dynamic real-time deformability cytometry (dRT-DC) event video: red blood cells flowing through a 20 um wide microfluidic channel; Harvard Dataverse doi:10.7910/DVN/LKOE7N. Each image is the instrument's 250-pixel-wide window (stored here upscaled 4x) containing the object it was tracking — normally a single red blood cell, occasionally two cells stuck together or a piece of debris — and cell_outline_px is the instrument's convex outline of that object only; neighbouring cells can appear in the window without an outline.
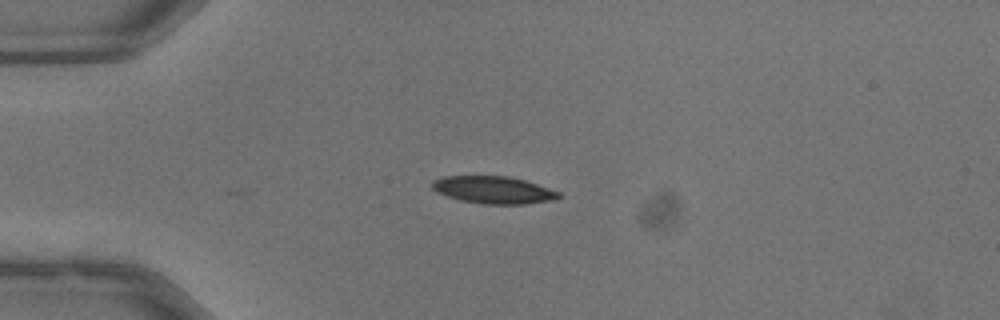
{"species": "common noctule bat (a hibernating species)", "species_latin": "Nyctalus noctula", "temperature_condition": "warm", "stored_images_in_passage": 29, "camera_frame_rate_fps": 3000, "um_per_image_px": 0.085, "animal": {"sex": "male", "body_mass_g": 13.3}, "frame": {"image": 1, "passage_image": 1, "time_ms": 0.0, "image_size_px": [1000, 320], "cell_outline_px": [[564, 196], [556, 200], [524, 204], [484, 204], [460, 200], [436, 192], [432, 188], [432, 180], [444, 176], [508, 176], [524, 180], [560, 192]], "centroid_in_image_um": [41.97, 16.15], "position_along_channel_um": 43.0, "area_um2": 20.23}}
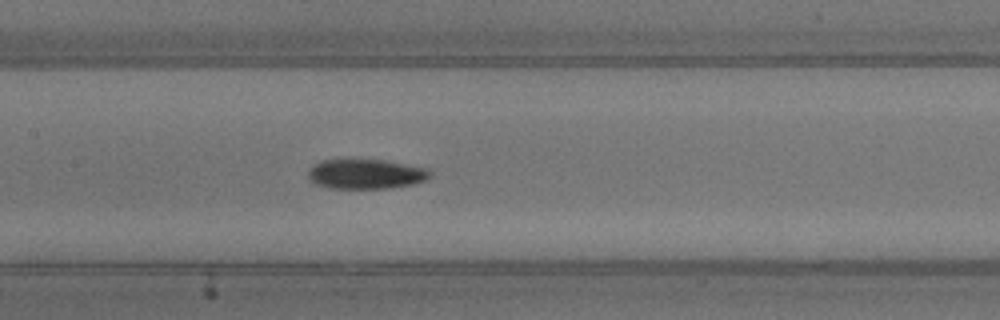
{"frame": {"image": 2, "passage_image": 13, "time_ms": 4.0, "image_size_px": [1000, 320], "cell_outline_px": [[432, 176], [428, 180], [412, 184], [392, 188], [328, 188], [312, 184], [308, 180], [308, 168], [312, 164], [320, 160], [344, 156], [348, 156], [384, 160], [428, 168], [432, 172]], "centroid_in_image_um": [31.01, 14.74], "position_along_channel_um": 176.4, "area_um2": 22.54}}
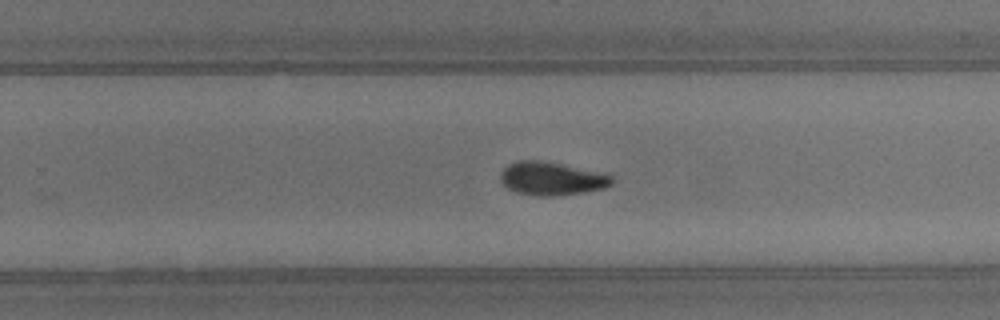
{"frame": {"image": 3, "passage_image": 21, "time_ms": 6.667, "image_size_px": [1000, 320], "cell_outline_px": [[612, 184], [604, 188], [584, 192], [552, 196], [540, 196], [516, 192], [508, 188], [500, 180], [500, 172], [508, 164], [516, 160], [540, 160], [600, 172], [612, 176]], "centroid_in_image_um": [46.85, 15.17], "position_along_channel_um": 282.9, "area_um2": 21.44}, "authors_computed_cell_mechanics": {"area_um2": 21.2126, "velocity_mm_per_s": 4.0178, "shape_relaxation_time_tau1_ms": 3.6261, "shape_relaxation_time_tau2_ms": 8.6314, "deformation_change_tau1": 0.1622, "deformation_change_tau2": 0.1637}}